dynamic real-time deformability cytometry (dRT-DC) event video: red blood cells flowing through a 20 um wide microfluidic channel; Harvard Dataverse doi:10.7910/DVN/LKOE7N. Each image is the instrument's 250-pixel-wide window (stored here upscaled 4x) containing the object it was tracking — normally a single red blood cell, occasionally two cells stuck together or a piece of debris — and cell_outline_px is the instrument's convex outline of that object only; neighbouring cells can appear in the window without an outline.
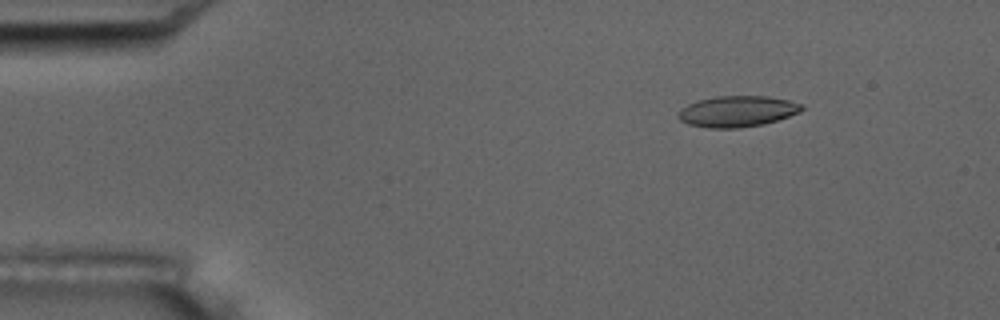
{"species": "common noctule bat (a hibernating species)", "species_latin": "Nyctalus noctula", "temperature_condition": "room temperature", "stored_images_in_passage": 55, "camera_frame_rate_fps": 3000, "um_per_image_px": 0.085, "animal": {"sex": "male", "body_mass_g": 17.5, "forearm_length_mm": 52.3}, "frame": {"image": 1, "passage_image": 8, "time_ms": 2.333, "image_size_px": [1000, 320], "cell_outline_px": [[804, 108], [800, 112], [764, 124], [740, 128], [708, 128], [688, 124], [680, 120], [676, 116], [680, 108], [696, 100], [716, 96], [768, 96], [788, 100], [804, 104]], "centroid_in_image_um": [62.64, 9.46], "position_along_channel_um": 22.4, "area_um2": 22.54}}
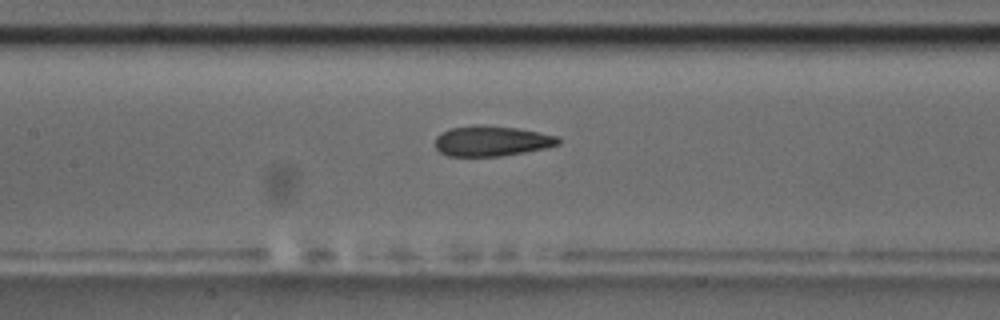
{"frame": {"image": 2, "passage_image": 26, "time_ms": 8.333, "image_size_px": [1000, 320], "cell_outline_px": [[560, 144], [548, 148], [500, 156], [448, 156], [440, 152], [436, 148], [436, 136], [440, 132], [448, 128], [472, 124], [480, 124], [516, 128], [540, 132], [556, 136], [560, 140]], "centroid_in_image_um": [41.76, 11.97], "position_along_channel_um": 165.6, "area_um2": 22.02}}
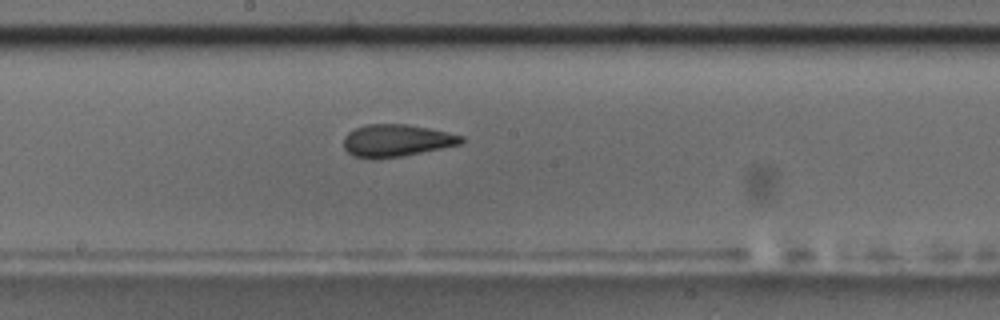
{"frame": {"image": 3, "passage_image": 30, "time_ms": 9.667, "image_size_px": [1000, 320], "cell_outline_px": [[464, 140], [460, 144], [400, 156], [372, 160], [352, 156], [344, 148], [344, 136], [348, 132], [356, 128], [368, 124], [408, 124], [428, 128], [464, 136]], "centroid_in_image_um": [33.64, 11.95], "position_along_channel_um": 214.6, "area_um2": 22.02}, "authors_computed_cell_mechanics": {"area_um2": 22.3108, "velocity_mm_per_s": 3.689, "shape_relaxation_time_tau1_ms": null, "shape_relaxation_time_tau2_ms": 2.4415, "deformation_change_tau1": null, "deformation_change_tau2": 0.0944}}